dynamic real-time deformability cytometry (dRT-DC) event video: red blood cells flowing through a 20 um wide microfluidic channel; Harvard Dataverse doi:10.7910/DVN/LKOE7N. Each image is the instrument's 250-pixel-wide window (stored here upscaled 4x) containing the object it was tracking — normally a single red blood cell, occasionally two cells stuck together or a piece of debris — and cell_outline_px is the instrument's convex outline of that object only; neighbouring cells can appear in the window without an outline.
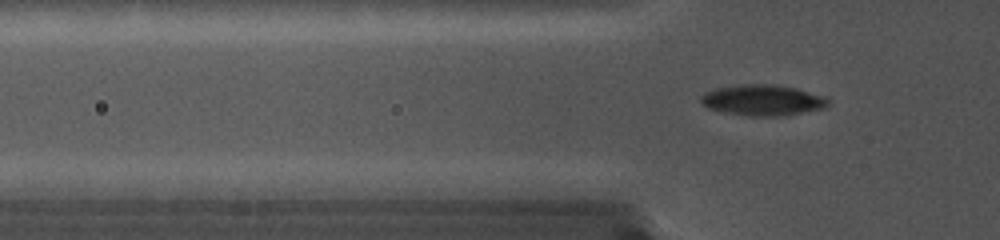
{"species": "common noctule bat (a hibernating species)", "species_latin": "Nyctalus noctula", "temperature_condition": "cold", "stored_images_in_passage": 72, "camera_frame_rate_fps": 5000, "um_per_image_px": 0.085, "animal": {"sex": "female", "body_mass_g": 19.0, "forearm_length_mm": 56.7}, "frame": {"image": 1, "passage_image": 17, "time_ms": 3.2, "image_size_px": [1000, 240], "cell_outline_px": [[828, 104], [824, 108], [784, 116], [744, 116], [724, 112], [708, 108], [700, 100], [700, 96], [716, 88], [744, 84], [772, 84], [796, 88], [824, 96], [828, 100]], "centroid_in_image_um": [64.83, 8.52], "position_along_channel_um": 61.0, "area_um2": 22.77}}
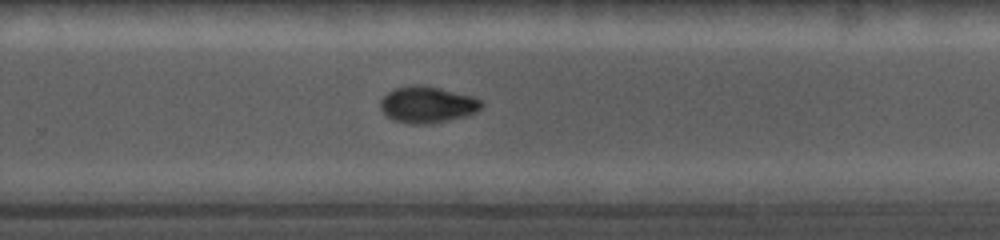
{"frame": {"image": 2, "passage_image": 48, "time_ms": 9.4, "image_size_px": [1000, 240], "cell_outline_px": [[484, 104], [476, 112], [464, 116], [432, 124], [408, 124], [392, 120], [380, 108], [380, 100], [388, 92], [396, 88], [412, 84], [424, 84], [472, 96], [484, 100]], "centroid_in_image_um": [36.33, 8.89], "position_along_channel_um": 293.5, "area_um2": 21.68}}
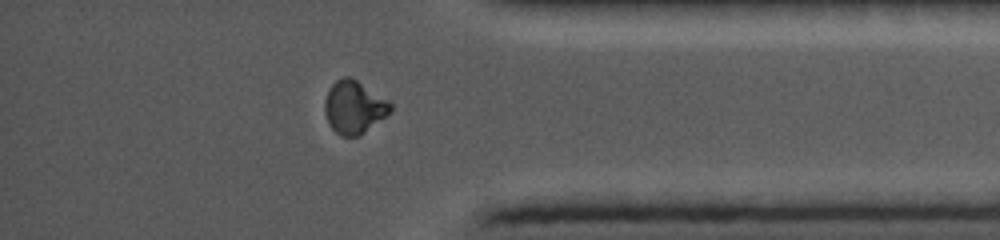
{"frame": {"image": 3, "passage_image": 63, "time_ms": 12.4, "image_size_px": [1000, 240], "cell_outline_px": [[392, 108], [384, 116], [360, 136], [340, 136], [328, 124], [324, 112], [324, 100], [332, 84], [336, 80], [344, 76], [352, 76], [388, 100], [392, 104]], "centroid_in_image_um": [30.06, 9.09], "position_along_channel_um": 405.1, "area_um2": 20.23}}